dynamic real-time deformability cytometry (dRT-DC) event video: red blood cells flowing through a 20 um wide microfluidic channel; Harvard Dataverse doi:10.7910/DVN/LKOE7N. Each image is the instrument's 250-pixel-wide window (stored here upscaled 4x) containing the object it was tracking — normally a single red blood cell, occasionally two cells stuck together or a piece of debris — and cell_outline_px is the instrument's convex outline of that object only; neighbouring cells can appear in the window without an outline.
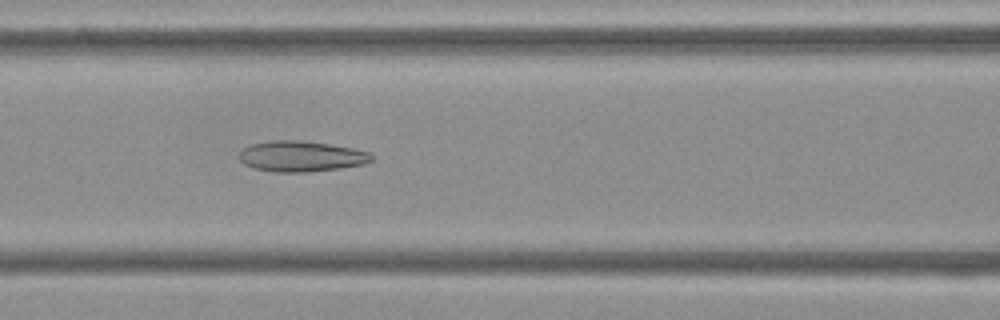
{"species": "Egyptian fruit bat (a non-hibernating species)", "species_latin": "Rousettus aegyptiacus", "temperature_condition": "cold", "stored_images_in_passage": 45, "camera_frame_rate_fps": 3000, "um_per_image_px": 0.085, "frame": {"image": 1, "passage_image": 14, "time_ms": 4.333, "image_size_px": [1000, 320], "cell_outline_px": [[372, 160], [364, 164], [340, 168], [308, 172], [272, 172], [252, 168], [244, 164], [240, 160], [240, 152], [244, 148], [252, 144], [268, 140], [300, 140], [332, 144], [352, 148], [368, 152], [372, 156]], "centroid_in_image_um": [25.57, 13.28], "position_along_channel_um": 141.0, "area_um2": 23.76}}
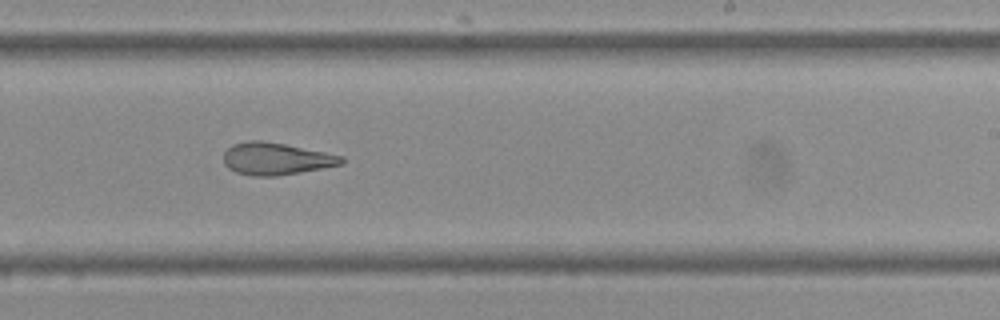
{"frame": {"image": 2, "passage_image": 24, "time_ms": 7.667, "image_size_px": [1000, 320], "cell_outline_px": [[344, 164], [324, 168], [276, 176], [252, 176], [236, 172], [228, 168], [224, 164], [224, 152], [232, 144], [248, 140], [264, 140], [344, 156]], "centroid_in_image_um": [23.46, 13.49], "position_along_channel_um": 265.5, "area_um2": 22.2}}
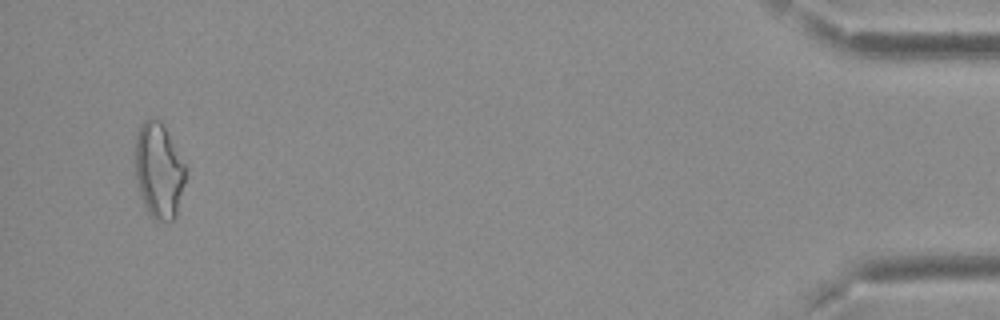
{"frame": {"image": 3, "passage_image": 43, "time_ms": 14.0, "image_size_px": [1000, 320], "cell_outline_px": [[188, 168], [176, 216], [172, 220], [156, 220], [148, 212], [144, 204], [136, 180], [132, 160], [136, 136], [140, 124], [148, 116], [152, 116], [160, 120]], "centroid_in_image_um": [13.47, 14.43], "position_along_channel_um": 421.7, "area_um2": 28.61}, "authors_computed_cell_mechanics": {"area_um2": 24.4494, "velocity_mm_per_s": 3.7398, "shape_relaxation_time_tau1_ms": null, "shape_relaxation_time_tau2_ms": 3.2651, "deformation_change_tau1": null, "deformation_change_tau2": 0.1157}}